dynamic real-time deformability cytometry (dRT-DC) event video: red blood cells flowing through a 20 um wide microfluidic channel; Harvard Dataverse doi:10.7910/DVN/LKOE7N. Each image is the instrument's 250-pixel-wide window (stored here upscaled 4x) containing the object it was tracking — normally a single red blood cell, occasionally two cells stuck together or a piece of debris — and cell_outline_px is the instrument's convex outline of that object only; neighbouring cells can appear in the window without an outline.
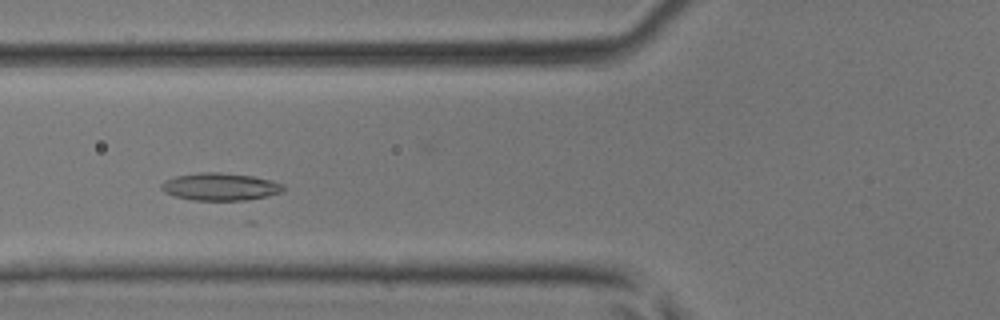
{"species": "common noctule bat (a hibernating species)", "species_latin": "Nyctalus noctula", "temperature_condition": "room temperature", "stored_images_in_passage": 36, "camera_frame_rate_fps": 3000, "um_per_image_px": 0.085, "animal": {"sex": "male", "body_mass_g": 17.9, "forearm_length_mm": 54.2}, "frame": {"image": 1, "passage_image": 14, "time_ms": 4.333, "image_size_px": [1000, 320], "cell_outline_px": [[284, 188], [280, 192], [268, 196], [244, 200], [192, 200], [176, 196], [164, 192], [160, 188], [160, 184], [164, 180], [176, 176], [200, 172], [220, 172], [252, 176], [272, 180], [284, 184]], "centroid_in_image_um": [18.7, 15.86], "position_along_channel_um": 107.1, "area_um2": 19.54}}
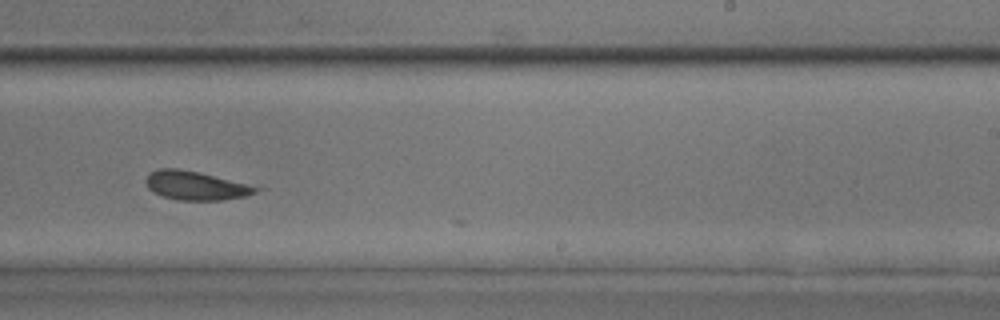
{"frame": {"image": 2, "passage_image": 25, "time_ms": 8.0, "image_size_px": [1000, 320], "cell_outline_px": [[264, 188], [256, 192], [244, 196], [224, 200], [176, 200], [164, 196], [148, 188], [144, 180], [152, 172], [160, 168], [176, 168], [196, 172]], "centroid_in_image_um": [16.64, 15.79], "position_along_channel_um": 272.4, "area_um2": 18.03}}
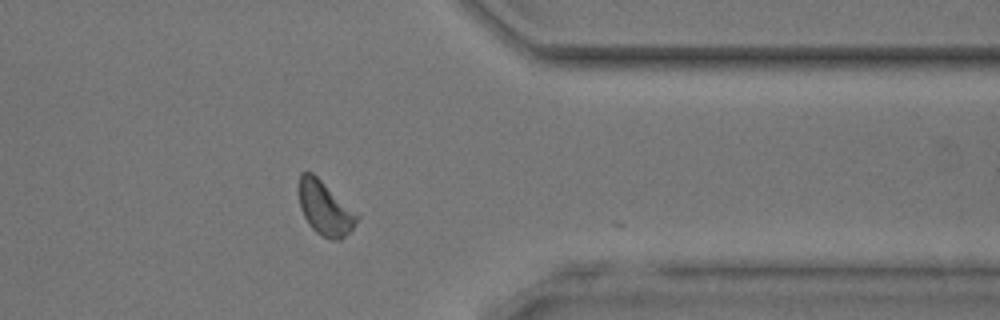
{"frame": {"image": 3, "passage_image": 33, "time_ms": 10.667, "image_size_px": [1000, 320], "cell_outline_px": [[360, 216], [352, 228], [340, 240], [332, 240], [316, 232], [308, 224], [300, 208], [300, 172], [312, 172]], "centroid_in_image_um": [27.62, 17.71], "position_along_channel_um": 383.8, "area_um2": 17.74}}